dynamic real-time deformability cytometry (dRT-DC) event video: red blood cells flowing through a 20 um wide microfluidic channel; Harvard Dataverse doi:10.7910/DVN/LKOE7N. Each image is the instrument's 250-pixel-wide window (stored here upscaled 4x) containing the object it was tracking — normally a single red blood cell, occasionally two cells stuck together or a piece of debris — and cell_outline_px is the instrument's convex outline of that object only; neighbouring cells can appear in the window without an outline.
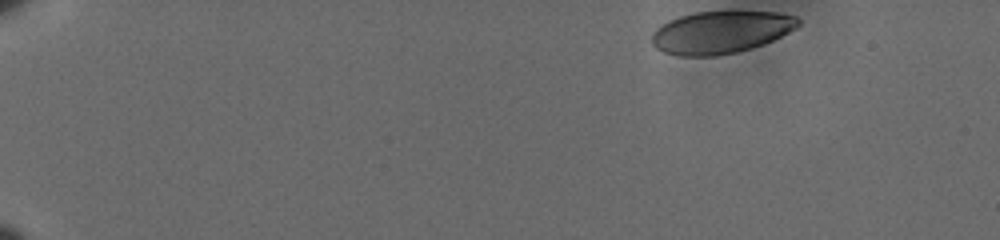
{"species": "human", "species_latin": "Homo sapiens", "temperature_condition": "cold", "stored_images_in_passage": 44, "camera_frame_rate_fps": 3000, "um_per_image_px": 0.085, "donor": {"sex": "male"}, "frame": {"image": 1, "passage_image": 1, "time_ms": 0.0, "image_size_px": [1000, 240], "cell_outline_px": [[800, 24], [796, 28], [764, 44], [752, 48], [736, 52], [716, 56], [676, 56], [664, 52], [656, 48], [652, 44], [652, 36], [656, 28], [668, 20], [680, 16], [696, 12], [776, 12], [796, 16], [800, 20]], "centroid_in_image_um": [61.25, 2.75], "position_along_channel_um": 23.8, "area_um2": 36.07}}
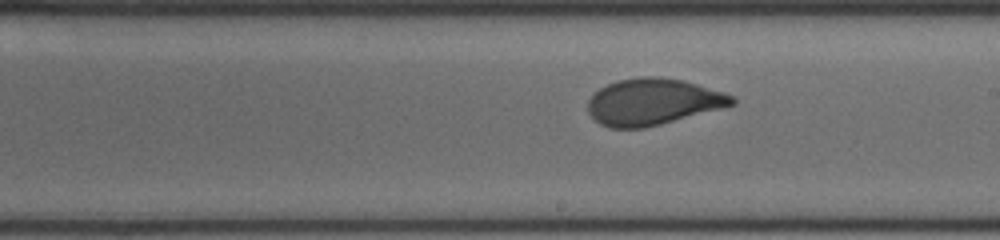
{"frame": {"image": 2, "passage_image": 24, "time_ms": 7.667, "image_size_px": [1000, 240], "cell_outline_px": [[736, 104], [660, 124], [644, 128], [608, 128], [600, 124], [588, 112], [588, 100], [600, 88], [616, 80], [644, 76], [660, 76], [684, 80], [724, 92], [732, 96], [736, 100]], "centroid_in_image_um": [55.49, 8.64], "position_along_channel_um": 233.5, "area_um2": 38.9}}
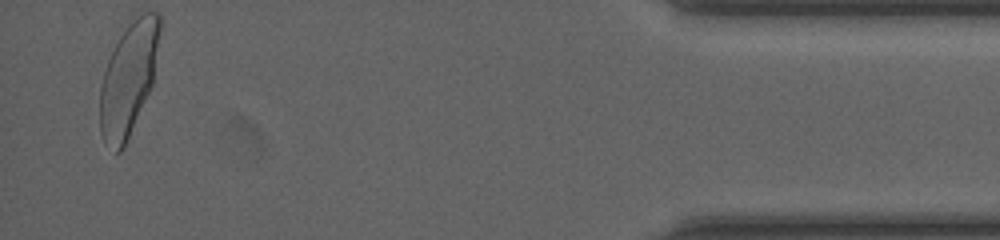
{"frame": {"image": 3, "passage_image": 44, "time_ms": 14.333, "image_size_px": [1000, 240], "cell_outline_px": [[160, 28], [152, 84], [124, 148], [120, 152], [116, 152], [104, 140], [100, 132], [100, 84], [108, 60], [120, 36], [128, 24], [136, 16], [144, 12], [156, 12], [160, 16]], "centroid_in_image_um": [10.91, 6.7], "position_along_channel_um": 424.3, "area_um2": 38.55}, "authors_computed_cell_mechanics": {"area_um2": 38.8127, "velocity_mm_per_s": 3.5935, "shape_relaxation_time_tau1_ms": 5.0704, "shape_relaxation_time_tau2_ms": null, "deformation_change_tau1": 0.163, "deformation_change_tau2": null}}